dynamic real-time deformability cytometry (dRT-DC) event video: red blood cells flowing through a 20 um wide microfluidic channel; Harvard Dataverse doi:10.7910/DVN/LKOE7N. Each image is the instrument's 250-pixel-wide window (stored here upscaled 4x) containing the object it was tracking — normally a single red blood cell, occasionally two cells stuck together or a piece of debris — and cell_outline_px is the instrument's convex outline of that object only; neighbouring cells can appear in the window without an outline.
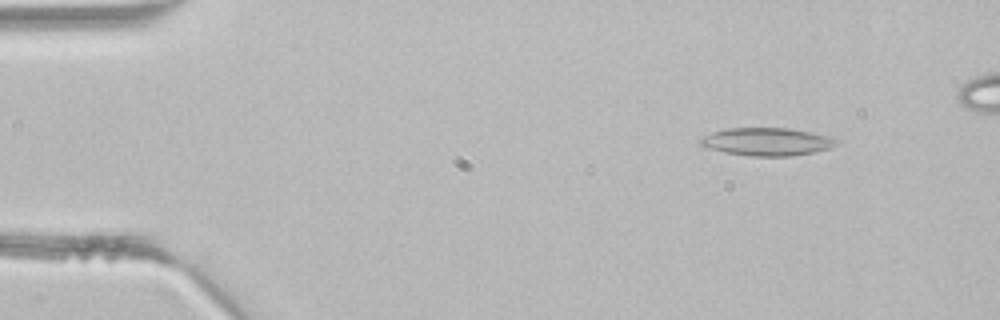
{"species": "common noctule bat (a hibernating species)", "species_latin": "Nyctalus noctula", "temperature_condition": "room temperature", "stored_images_in_passage": 4, "camera_frame_rate_fps": 3000, "um_per_image_px": 0.085, "animal": {"sex": "male", "body_mass_g": 21.5, "forearm_length_mm": 52.0}, "frame": {"image": 1, "passage_image": 1, "time_ms": 0.0, "image_size_px": [1000, 320], "cell_outline_px": [[840, 140], [836, 144], [828, 148], [816, 152], [792, 156], [748, 156], [724, 152], [704, 148], [700, 144], [700, 140], [704, 136], [712, 132], [728, 128], [792, 128], [812, 132], [828, 136]], "centroid_in_image_um": [65.18, 12.05], "position_along_channel_um": 19.8, "area_um2": 22.25}}